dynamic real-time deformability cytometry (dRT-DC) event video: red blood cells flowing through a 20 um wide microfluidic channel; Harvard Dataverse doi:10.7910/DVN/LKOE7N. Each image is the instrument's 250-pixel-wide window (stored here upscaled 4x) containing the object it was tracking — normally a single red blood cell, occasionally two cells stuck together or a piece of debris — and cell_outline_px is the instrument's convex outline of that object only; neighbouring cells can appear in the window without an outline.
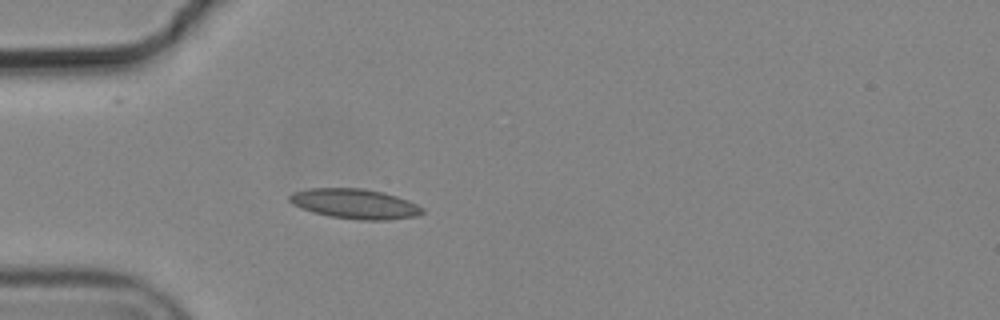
{"species": "common noctule bat (a hibernating species)", "species_latin": "Nyctalus noctula", "temperature_condition": "cold", "stored_images_in_passage": 1, "camera_frame_rate_fps": 3000, "um_per_image_px": 0.085, "animal": {"sex": "male", "body_mass_g": 19.2, "forearm_length_mm": 51.8}, "frame": {"image": 1, "passage_image": 1, "time_ms": 0.0, "image_size_px": [1000, 320], "cell_outline_px": [[424, 212], [416, 216], [384, 220], [360, 220], [332, 216], [312, 212], [300, 208], [292, 204], [288, 200], [288, 196], [292, 192], [308, 188], [364, 188], [384, 192], [408, 200], [424, 208]], "centroid_in_image_um": [30.14, 17.31], "position_along_channel_um": 54.9, "area_um2": 23.24}}